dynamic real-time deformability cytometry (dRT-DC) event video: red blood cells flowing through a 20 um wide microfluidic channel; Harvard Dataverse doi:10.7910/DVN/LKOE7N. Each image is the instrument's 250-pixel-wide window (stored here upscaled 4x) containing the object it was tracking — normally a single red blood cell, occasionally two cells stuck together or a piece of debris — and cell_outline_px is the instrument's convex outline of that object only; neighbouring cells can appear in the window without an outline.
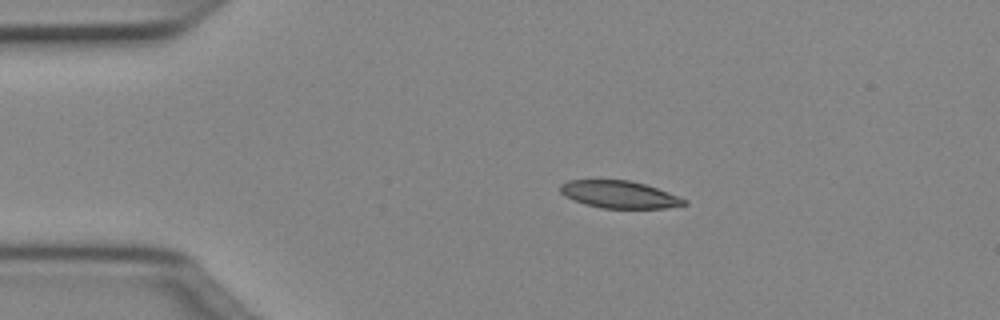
{"species": "Egyptian fruit bat (a non-hibernating species)", "species_latin": "Rousettus aegyptiacus", "temperature_condition": "cold", "stored_images_in_passage": 41, "camera_frame_rate_fps": 3000, "um_per_image_px": 0.085, "animal": {"sex": "female"}, "frame": {"image": 1, "passage_image": 1, "time_ms": 0.0, "image_size_px": [1000, 320], "cell_outline_px": [[688, 204], [664, 208], [604, 208], [584, 204], [572, 200], [560, 192], [560, 184], [568, 180], [628, 180], [644, 184], [668, 192], [688, 200]], "centroid_in_image_um": [52.63, 16.53], "position_along_channel_um": 32.4, "area_um2": 19.65}}
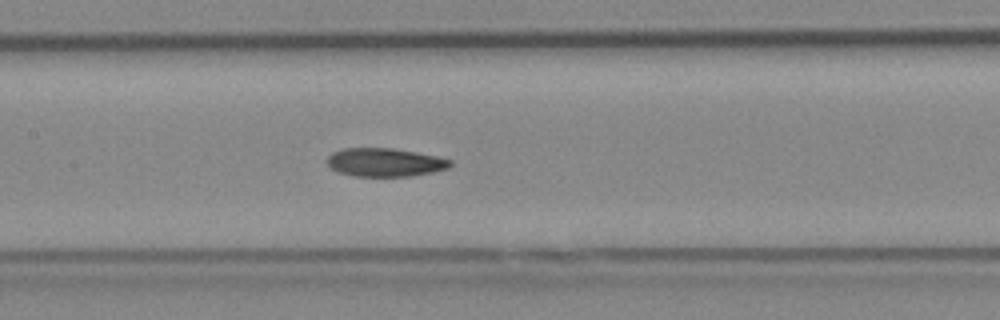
{"frame": {"image": 2, "passage_image": 15, "time_ms": 4.667, "image_size_px": [1000, 320], "cell_outline_px": [[452, 164], [448, 168], [432, 172], [412, 176], [352, 176], [336, 172], [328, 164], [328, 156], [332, 152], [344, 148], [392, 148], [416, 152], [436, 156], [452, 160]], "centroid_in_image_um": [32.71, 13.8], "position_along_channel_um": 174.7, "area_um2": 20.4}}
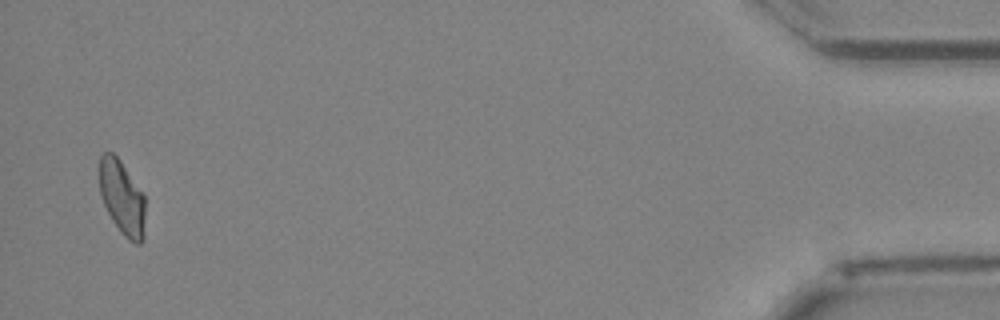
{"frame": {"image": 3, "passage_image": 40, "time_ms": 13.0, "image_size_px": [1000, 320], "cell_outline_px": [[144, 236], [140, 244], [136, 244], [128, 240], [120, 232], [112, 220], [100, 196], [100, 156], [104, 152], [112, 152], [120, 160], [144, 192]], "centroid_in_image_um": [10.39, 16.8], "position_along_channel_um": 424.8, "area_um2": 19.94}, "authors_computed_cell_mechanics": {"area_um2": 20.6346, "velocity_mm_per_s": 4.0322, "shape_relaxation_time_tau1_ms": null, "shape_relaxation_time_tau2_ms": 6.9123, "deformation_change_tau1": null, "deformation_change_tau2": 0.1356}}